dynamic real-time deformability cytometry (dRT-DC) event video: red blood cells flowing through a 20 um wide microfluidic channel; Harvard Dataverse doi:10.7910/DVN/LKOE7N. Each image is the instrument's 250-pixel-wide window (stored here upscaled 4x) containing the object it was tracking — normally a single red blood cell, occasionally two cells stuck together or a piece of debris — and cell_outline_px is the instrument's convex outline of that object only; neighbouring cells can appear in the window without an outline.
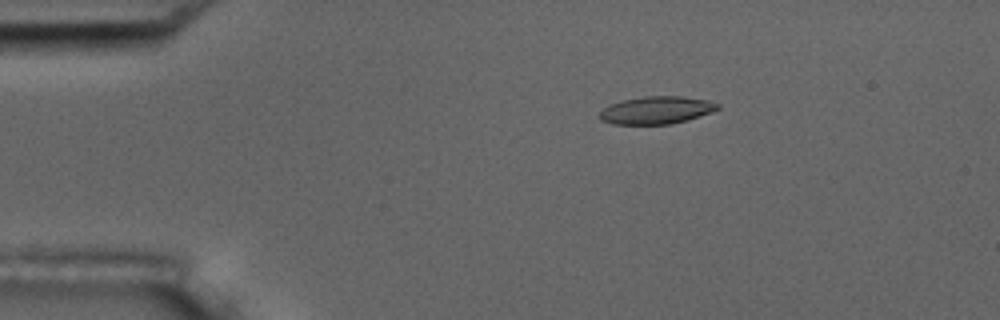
{"species": "common noctule bat (a hibernating species)", "species_latin": "Nyctalus noctula", "temperature_condition": "room temperature", "stored_images_in_passage": 5, "camera_frame_rate_fps": 3000, "um_per_image_px": 0.085, "animal": {"sex": "male", "body_mass_g": 17.5, "forearm_length_mm": 52.3}, "frame": {"image": 1, "passage_image": 3, "time_ms": 2.333, "image_size_px": [1000, 320], "cell_outline_px": [[720, 108], [712, 112], [688, 120], [672, 124], [612, 124], [600, 120], [600, 112], [608, 104], [624, 100], [644, 96], [684, 96], [704, 100], [720, 104]], "centroid_in_image_um": [55.8, 9.37], "position_along_channel_um": 29.2, "area_um2": 19.02}}
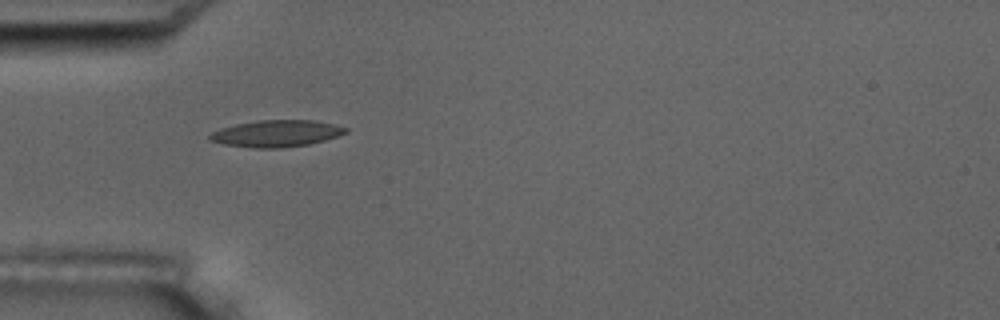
{"frame": {"image": 2, "passage_image": 5, "time_ms": 4.667, "image_size_px": [1000, 320], "cell_outline_px": [[348, 132], [324, 140], [308, 144], [280, 148], [252, 148], [224, 144], [208, 140], [208, 136], [212, 132], [220, 128], [236, 124], [256, 120], [312, 120], [336, 124], [348, 128]], "centroid_in_image_um": [23.47, 11.34], "position_along_channel_um": 61.5, "area_um2": 21.21}}